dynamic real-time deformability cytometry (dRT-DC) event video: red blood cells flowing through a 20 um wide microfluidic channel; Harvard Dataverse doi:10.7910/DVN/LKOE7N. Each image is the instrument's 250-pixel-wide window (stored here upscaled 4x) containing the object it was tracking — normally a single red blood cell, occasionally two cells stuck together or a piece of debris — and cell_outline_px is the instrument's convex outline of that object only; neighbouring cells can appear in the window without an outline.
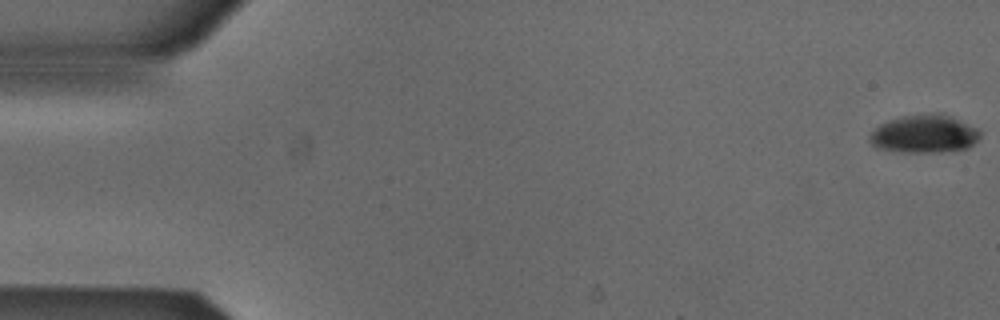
{"species": "Egyptian fruit bat (a non-hibernating species)", "species_latin": "Rousettus aegyptiacus", "temperature_condition": "cold", "stored_images_in_passage": 10, "camera_frame_rate_fps": 3000, "um_per_image_px": 0.085, "animal": {"sex": "male"}, "frame": {"image": 1, "passage_image": 1, "time_ms": 0.0, "image_size_px": [1000, 320], "cell_outline_px": [[980, 136], [968, 148], [940, 152], [908, 152], [880, 148], [872, 144], [868, 140], [868, 136], [880, 124], [888, 120], [904, 116], [932, 112], [940, 112], [952, 116], [976, 128], [980, 132]], "centroid_in_image_um": [78.57, 11.36], "position_along_channel_um": 6.4, "area_um2": 24.39}}